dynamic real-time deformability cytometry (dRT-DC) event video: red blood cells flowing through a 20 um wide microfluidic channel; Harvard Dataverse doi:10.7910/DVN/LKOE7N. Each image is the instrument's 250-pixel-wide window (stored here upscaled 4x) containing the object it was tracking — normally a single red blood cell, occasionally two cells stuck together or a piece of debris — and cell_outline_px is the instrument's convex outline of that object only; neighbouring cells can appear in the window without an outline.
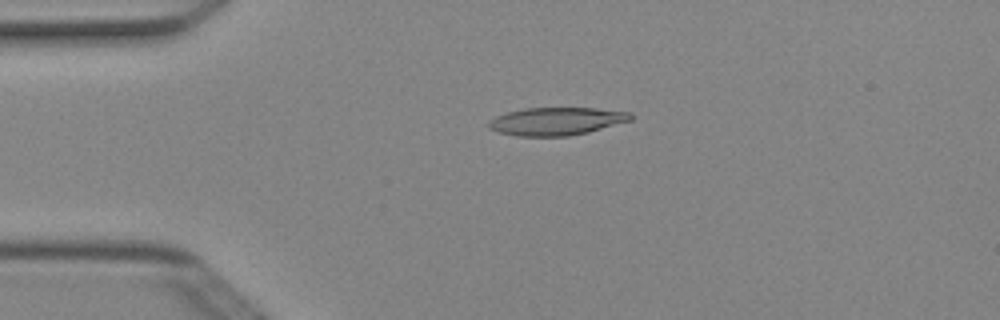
{"species": "Egyptian fruit bat (a non-hibernating species)", "species_latin": "Rousettus aegyptiacus", "temperature_condition": "cold", "stored_images_in_passage": 5, "camera_frame_rate_fps": 3000, "um_per_image_px": 0.085, "animal": {"sex": "female"}, "frame": {"image": 1, "passage_image": 1, "time_ms": 0.0, "image_size_px": [1000, 320], "cell_outline_px": [[632, 120], [588, 132], [568, 136], [516, 136], [496, 132], [488, 128], [488, 120], [496, 116], [508, 112], [524, 108], [596, 108], [632, 112]], "centroid_in_image_um": [47.27, 10.31], "position_along_channel_um": 37.7, "area_um2": 23.18}}
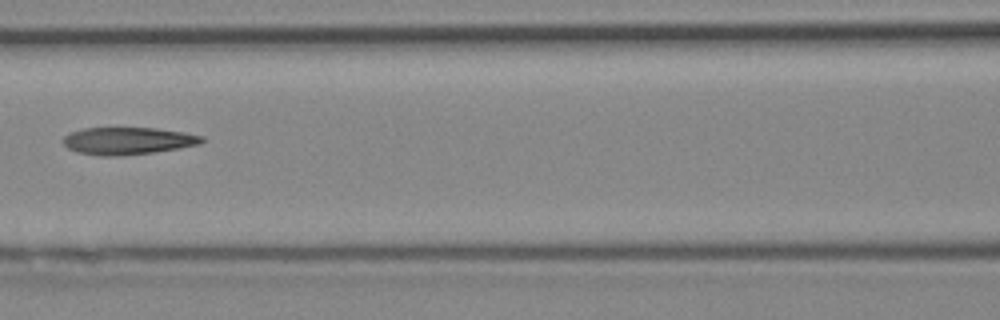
{"frame": {"image": 2, "passage_image": 4, "time_ms": 1.0, "image_size_px": [1000, 320], "cell_outline_px": [[204, 140], [200, 144], [180, 148], [152, 152], [120, 156], [100, 156], [76, 152], [68, 148], [60, 140], [68, 132], [84, 128], [156, 128], [184, 132], [204, 136]], "centroid_in_image_um": [10.83, 11.97], "position_along_channel_um": 155.8, "area_um2": 22.25}}
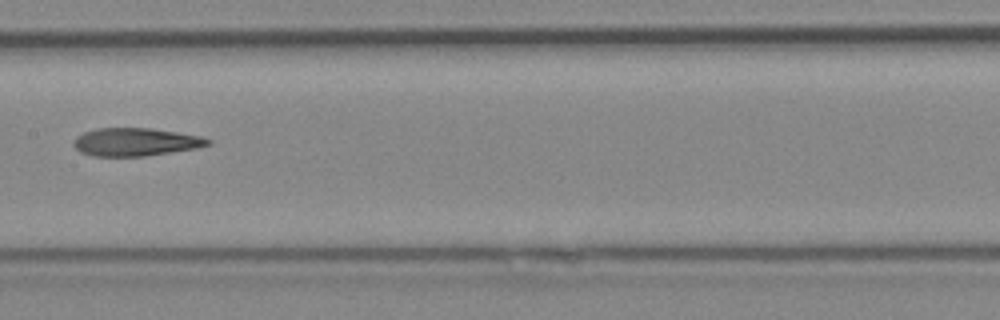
{"frame": {"image": 3, "passage_image": 5, "time_ms": 1.333, "image_size_px": [1000, 320], "cell_outline_px": [[212, 144], [196, 148], [144, 156], [92, 156], [80, 152], [72, 144], [72, 140], [76, 136], [84, 132], [96, 128], [148, 128], [176, 132], [200, 136], [212, 140]], "centroid_in_image_um": [11.48, 12.07], "position_along_channel_um": 195.9, "area_um2": 21.91}}